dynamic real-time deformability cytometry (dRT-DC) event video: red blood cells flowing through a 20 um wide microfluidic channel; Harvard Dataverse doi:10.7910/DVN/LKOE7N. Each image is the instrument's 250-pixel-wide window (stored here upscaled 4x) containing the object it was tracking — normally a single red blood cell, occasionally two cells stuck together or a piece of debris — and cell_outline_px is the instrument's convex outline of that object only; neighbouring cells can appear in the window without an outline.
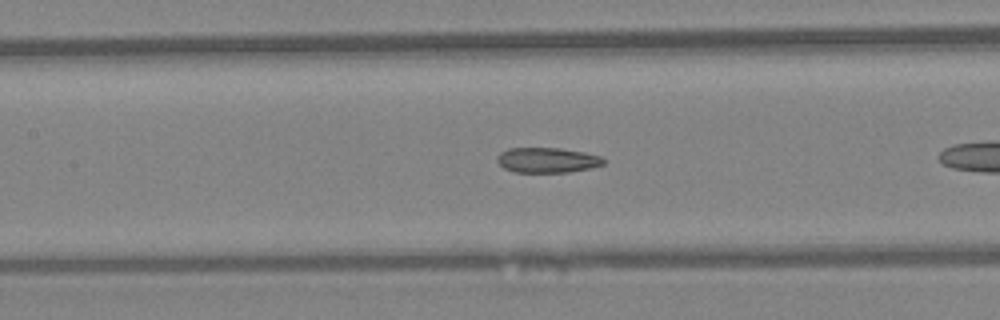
{"species": "Egyptian fruit bat (a non-hibernating species)", "species_latin": "Rousettus aegyptiacus", "temperature_condition": "warm", "stored_images_in_passage": 24, "camera_frame_rate_fps": 3000, "um_per_image_px": 0.085, "animal": {"sex": "female"}, "frame": {"image": 1, "passage_image": 8, "time_ms": 2.333, "image_size_px": [1000, 320], "cell_outline_px": [[604, 164], [592, 168], [568, 172], [516, 172], [504, 168], [496, 160], [496, 156], [500, 152], [508, 148], [560, 148], [584, 152], [600, 156], [604, 160]], "centroid_in_image_um": [46.5, 13.61], "position_along_channel_um": 160.9, "area_um2": 15.61}}
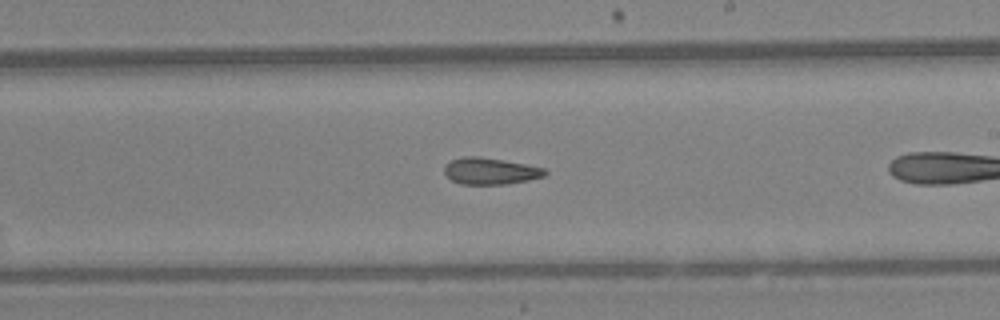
{"frame": {"image": 2, "passage_image": 14, "time_ms": 4.333, "image_size_px": [1000, 320], "cell_outline_px": [[548, 172], [544, 176], [528, 180], [504, 184], [460, 184], [452, 180], [444, 172], [444, 168], [452, 160], [464, 156], [480, 156], [504, 160], [544, 168]], "centroid_in_image_um": [41.68, 14.54], "position_along_channel_um": 247.3, "area_um2": 15.43}}
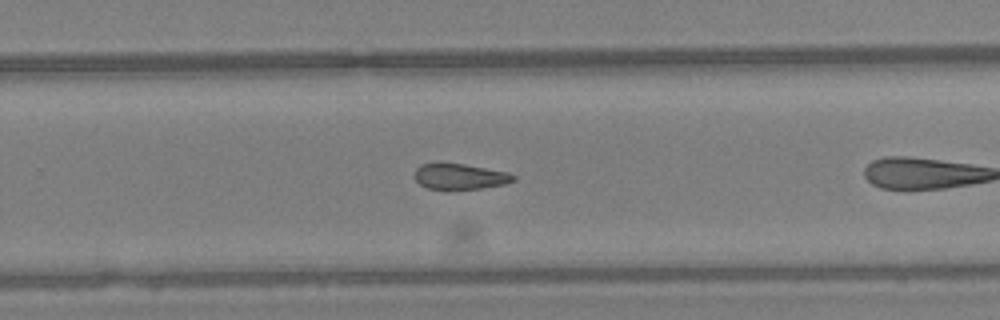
{"frame": {"image": 3, "passage_image": 17, "time_ms": 5.333, "image_size_px": [1000, 320], "cell_outline_px": [[516, 180], [504, 184], [484, 188], [428, 188], [420, 184], [416, 180], [416, 168], [420, 164], [464, 164], [508, 172], [516, 176]], "centroid_in_image_um": [39.15, 15.0], "position_along_channel_um": 290.7, "area_um2": 14.33}}